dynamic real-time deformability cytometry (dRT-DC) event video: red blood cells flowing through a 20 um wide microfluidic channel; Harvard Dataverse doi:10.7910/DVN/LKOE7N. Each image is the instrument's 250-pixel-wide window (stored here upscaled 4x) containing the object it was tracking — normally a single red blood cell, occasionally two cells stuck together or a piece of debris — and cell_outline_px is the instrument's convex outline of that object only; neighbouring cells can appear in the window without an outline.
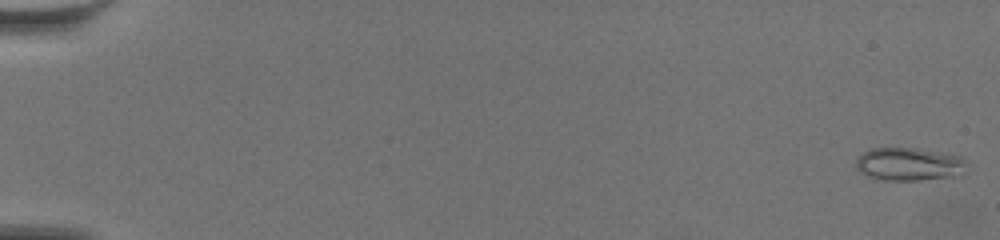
{"species": "common noctule bat (a hibernating species)", "species_latin": "Nyctalus noctula", "temperature_condition": "warm", "stored_images_in_passage": 62, "camera_frame_rate_fps": 3000, "um_per_image_px": 0.085, "animal": {"sex": "female", "body_mass_g": 19.5, "forearm_length_mm": 54.1}, "frame": {"image": 1, "passage_image": 2, "time_ms": 0.333, "image_size_px": [1000, 240], "cell_outline_px": [[968, 164], [964, 176], [920, 180], [884, 180], [868, 176], [860, 172], [856, 168], [856, 160], [864, 152], [872, 148], [916, 148], [960, 156]], "centroid_in_image_um": [77.33, 13.97], "position_along_channel_um": 7.7, "area_um2": 21.56}}
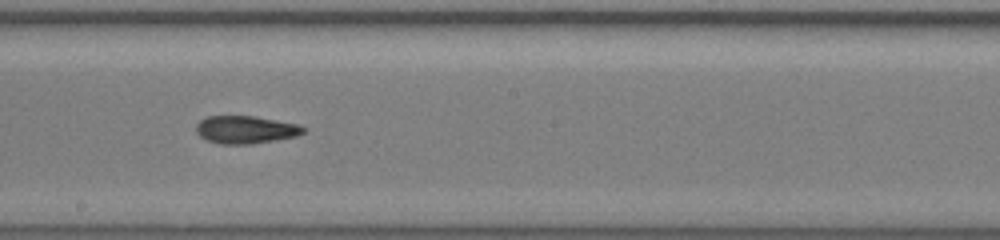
{"frame": {"image": 2, "passage_image": 37, "time_ms": 12.0, "image_size_px": [1000, 240], "cell_outline_px": [[304, 132], [296, 136], [276, 140], [252, 144], [220, 144], [208, 140], [200, 136], [196, 132], [196, 124], [200, 120], [208, 116], [252, 116], [296, 124], [304, 128]], "centroid_in_image_um": [20.83, 11.03], "position_along_channel_um": 227.4, "area_um2": 17.11}}
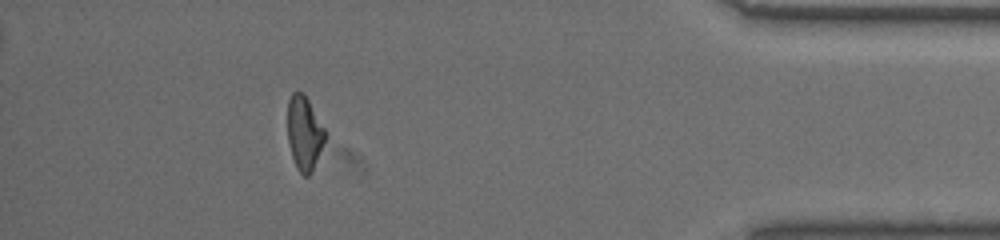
{"frame": {"image": 3, "passage_image": 56, "time_ms": 18.333, "image_size_px": [1000, 240], "cell_outline_px": [[328, 132], [312, 172], [308, 176], [304, 176], [296, 168], [292, 156], [288, 140], [288, 100], [292, 92], [304, 92]], "centroid_in_image_um": [25.89, 11.29], "position_along_channel_um": 409.3, "area_um2": 16.42}, "authors_computed_cell_mechanics": {"area_um2": 17.7157, "velocity_mm_per_s": 3.5515, "shape_relaxation_time_tau1_ms": 10.5589, "shape_relaxation_time_tau2_ms": 3.358, "deformation_change_tau1": 0.2635, "deformation_change_tau2": 0.1059}}